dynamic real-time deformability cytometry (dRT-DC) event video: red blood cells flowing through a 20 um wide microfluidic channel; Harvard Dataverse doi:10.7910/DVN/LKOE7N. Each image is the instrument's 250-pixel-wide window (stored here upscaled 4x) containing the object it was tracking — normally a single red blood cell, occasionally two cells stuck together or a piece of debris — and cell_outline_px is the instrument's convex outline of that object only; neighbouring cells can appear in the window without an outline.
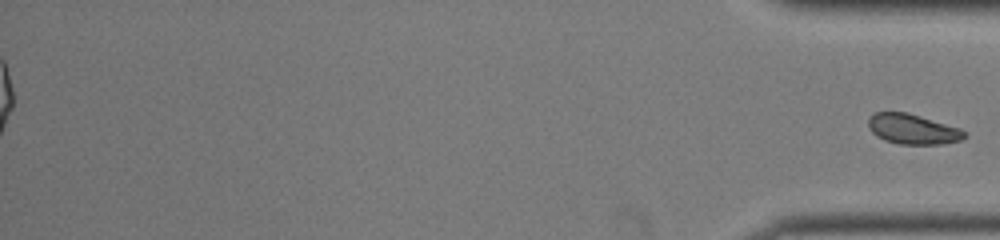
{"species": "common noctule bat (a hibernating species)", "species_latin": "Nyctalus noctula", "temperature_condition": "room temperature", "stored_images_in_passage": 51, "segment_of_instrument_passage": [2, 2], "camera_frame_rate_fps": 3000, "um_per_image_px": 0.085, "animal": {"sex": "female", "body_mass_g": 22.0, "forearm_length_mm": 56.7}, "frame": {"image": 1, "passage_image": 51, "time_ms": 16.667, "image_size_px": [1000, 240], "cell_outline_px": [[968, 136], [960, 140], [940, 144], [900, 144], [884, 140], [876, 136], [868, 128], [868, 116], [876, 112], [908, 112], [960, 128], [968, 132]], "centroid_in_image_um": [77.58, 10.97], "position_along_channel_um": 357.6, "area_um2": 17.05}}